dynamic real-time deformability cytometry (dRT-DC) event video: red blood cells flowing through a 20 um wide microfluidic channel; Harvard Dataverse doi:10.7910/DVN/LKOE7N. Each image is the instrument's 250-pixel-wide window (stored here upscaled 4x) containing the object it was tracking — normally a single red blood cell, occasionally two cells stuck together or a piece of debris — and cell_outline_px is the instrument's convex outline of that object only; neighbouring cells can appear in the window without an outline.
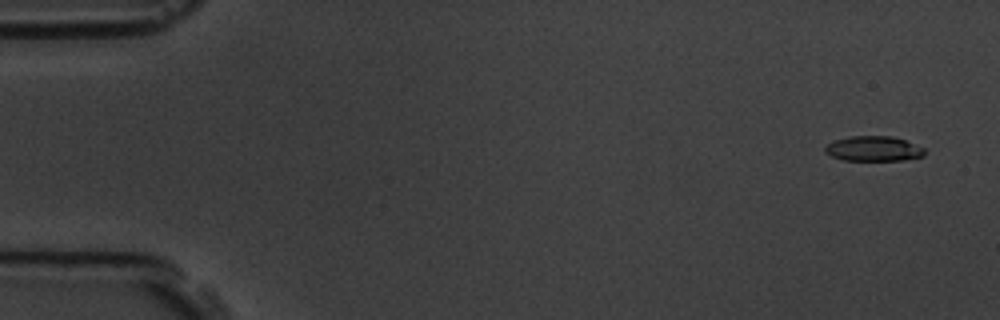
{"species": "common noctule bat (a hibernating species)", "species_latin": "Nyctalus noctula", "temperature_condition": "room temperature", "stored_images_in_passage": 4, "camera_frame_rate_fps": 3000, "um_per_image_px": 0.085, "animal": {"sex": "male", "body_mass_g": 19.5, "forearm_length_mm": 54.6}, "frame": {"image": 1, "passage_image": 1, "time_ms": 0.0, "image_size_px": [1000, 320], "cell_outline_px": [[924, 156], [904, 160], [844, 160], [832, 156], [824, 152], [824, 148], [828, 144], [836, 140], [848, 136], [892, 136], [904, 140], [924, 148]], "centroid_in_image_um": [74.24, 12.64], "position_along_channel_um": 10.8, "area_um2": 14.39}}
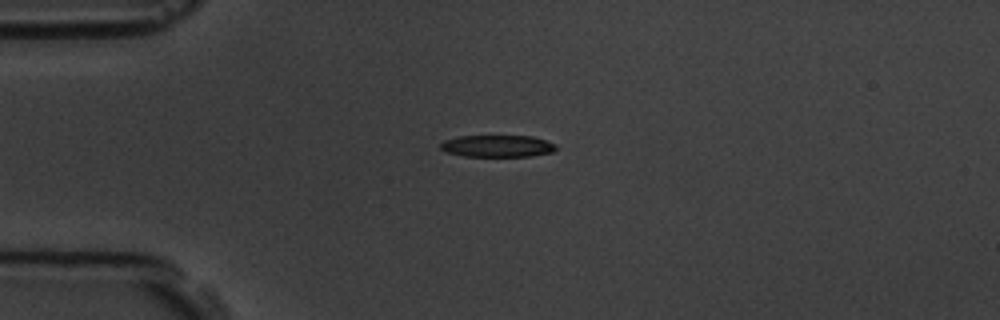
{"frame": {"image": 2, "passage_image": 4, "time_ms": 3.667, "image_size_px": [1000, 320], "cell_outline_px": [[556, 148], [552, 152], [528, 156], [464, 156], [444, 152], [440, 148], [440, 144], [444, 140], [460, 136], [532, 136], [556, 144]], "centroid_in_image_um": [42.24, 12.41], "position_along_channel_um": 42.8, "area_um2": 14.68}}